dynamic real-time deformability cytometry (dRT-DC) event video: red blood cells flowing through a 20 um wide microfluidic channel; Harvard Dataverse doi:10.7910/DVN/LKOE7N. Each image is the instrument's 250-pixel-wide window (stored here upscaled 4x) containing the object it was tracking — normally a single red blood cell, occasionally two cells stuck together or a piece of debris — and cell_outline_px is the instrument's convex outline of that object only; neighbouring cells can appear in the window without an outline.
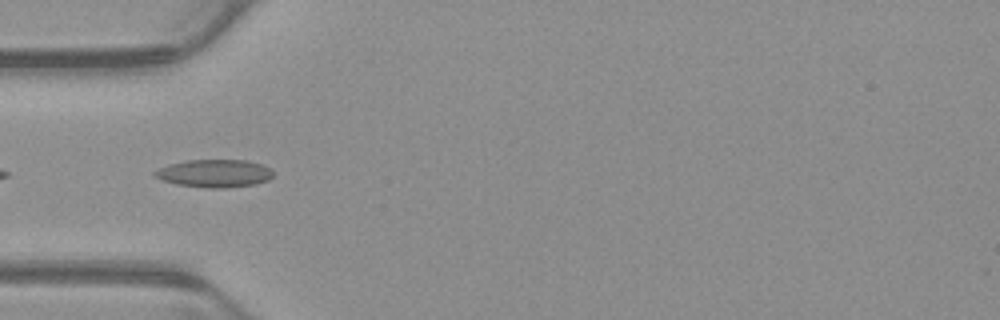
{"species": "common noctule bat (a hibernating species)", "species_latin": "Nyctalus noctula", "temperature_condition": "warm", "stored_images_in_passage": 33, "camera_frame_rate_fps": 3000, "um_per_image_px": 0.085, "animal": {"sex": "male", "body_mass_g": 23.1, "forearm_length_mm": 52.7}, "frame": {"image": 1, "passage_image": 2, "time_ms": 0.333, "image_size_px": [1000, 320], "cell_outline_px": [[276, 172], [268, 180], [256, 184], [224, 188], [208, 188], [176, 184], [160, 180], [152, 176], [152, 172], [168, 164], [184, 160], [248, 160], [264, 164], [272, 168]], "centroid_in_image_um": [18.24, 14.73], "position_along_channel_um": 66.8, "area_um2": 19.65}}
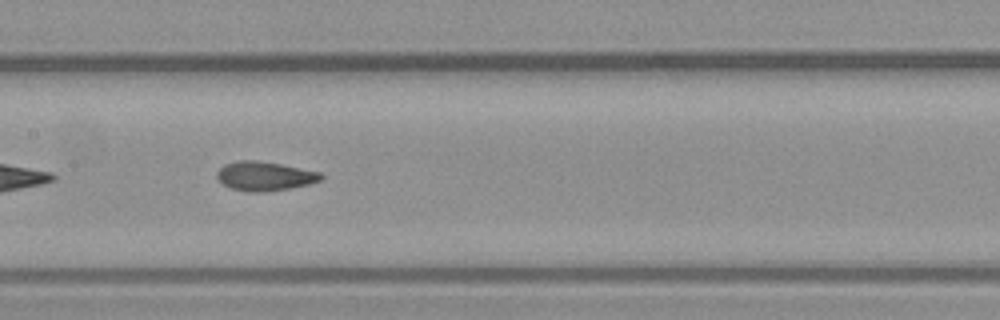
{"frame": {"image": 2, "passage_image": 11, "time_ms": 3.333, "image_size_px": [1000, 320], "cell_outline_px": [[324, 176], [320, 180], [308, 184], [292, 188], [260, 192], [248, 192], [232, 188], [224, 184], [216, 176], [216, 172], [224, 164], [236, 160], [256, 160], [280, 164], [320, 172]], "centroid_in_image_um": [22.48, 14.96], "position_along_channel_um": 184.9, "area_um2": 17.57}}
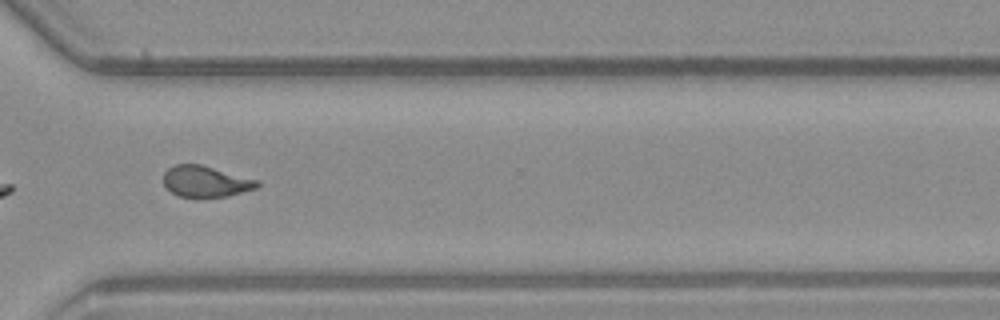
{"frame": {"image": 3, "passage_image": 24, "time_ms": 7.667, "image_size_px": [1000, 320], "cell_outline_px": [[260, 184], [256, 188], [228, 196], [180, 196], [172, 192], [164, 184], [164, 172], [168, 168], [176, 164], [200, 164], [260, 180]], "centroid_in_image_um": [17.51, 15.4], "position_along_channel_um": 353.1, "area_um2": 16.76}, "authors_computed_cell_mechanics": {"area_um2": 17.4556, "velocity_mm_per_s": 3.89, "shape_relaxation_time_tau1_ms": null, "shape_relaxation_time_tau2_ms": 1.573, "deformation_change_tau1": null, "deformation_change_tau2": 0.0877}}